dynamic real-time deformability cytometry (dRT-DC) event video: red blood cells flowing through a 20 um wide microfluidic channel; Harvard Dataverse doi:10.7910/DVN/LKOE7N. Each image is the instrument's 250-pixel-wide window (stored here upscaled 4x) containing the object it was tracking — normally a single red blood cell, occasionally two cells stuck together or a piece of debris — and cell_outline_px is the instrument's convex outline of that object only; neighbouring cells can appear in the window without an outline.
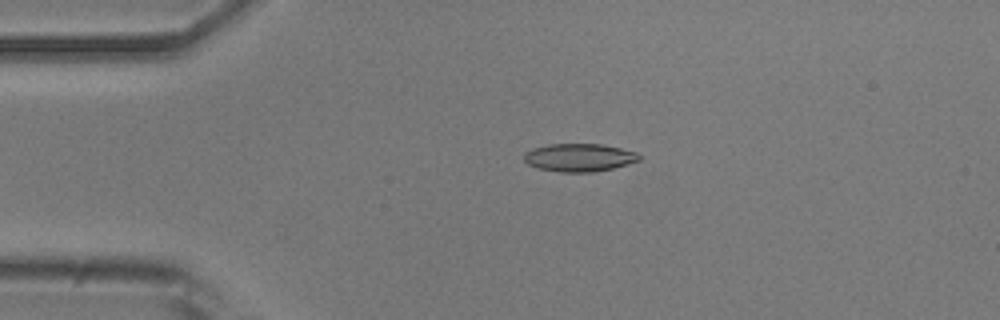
{"species": "common noctule bat (a hibernating species)", "species_latin": "Nyctalus noctula", "temperature_condition": "room temperature", "stored_images_in_passage": 54, "camera_frame_rate_fps": 3000, "um_per_image_px": 0.085, "animal": {"sex": "male", "body_mass_g": 20.5, "forearm_length_mm": 52.5}, "frame": {"image": 1, "passage_image": 12, "time_ms": 3.667, "image_size_px": [1000, 320], "cell_outline_px": [[632, 160], [608, 168], [548, 168], [536, 164], [544, 148], [564, 144], [588, 144], [612, 148], [628, 152]], "centroid_in_image_um": [49.46, 13.32], "position_along_channel_um": 35.5, "area_um2": 13.41}}
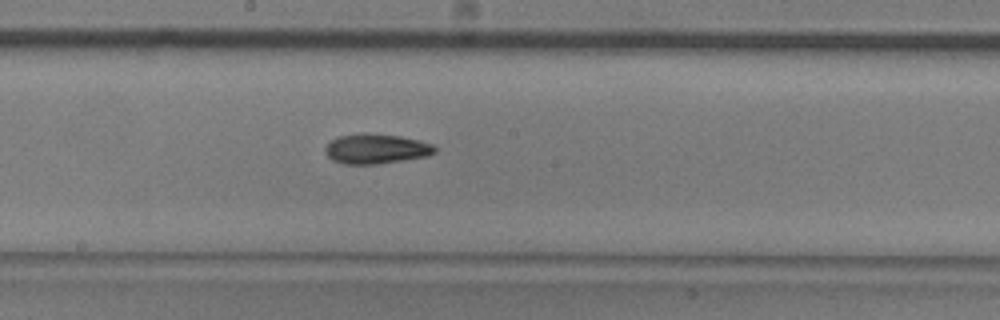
{"frame": {"image": 2, "passage_image": 29, "time_ms": 9.333, "image_size_px": [1000, 320], "cell_outline_px": [[432, 148], [428, 152], [412, 156], [384, 160], [340, 160], [332, 156], [328, 152], [332, 144], [340, 140], [352, 136], [384, 136], [408, 140]], "centroid_in_image_um": [31.9, 12.62], "position_along_channel_um": 216.3, "area_um2": 13.76}}
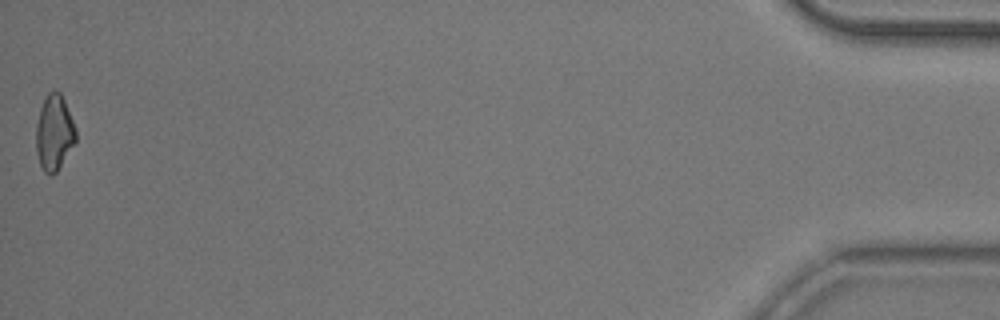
{"frame": {"image": 3, "passage_image": 54, "time_ms": 17.667, "image_size_px": [1000, 320], "cell_outline_px": [[76, 140], [56, 168], [52, 172], [40, 160], [40, 148], [44, 104], [60, 96], [64, 104], [72, 124], [76, 136]], "centroid_in_image_um": [4.74, 11.37], "position_along_channel_um": 430.5, "area_um2": 13.12}}